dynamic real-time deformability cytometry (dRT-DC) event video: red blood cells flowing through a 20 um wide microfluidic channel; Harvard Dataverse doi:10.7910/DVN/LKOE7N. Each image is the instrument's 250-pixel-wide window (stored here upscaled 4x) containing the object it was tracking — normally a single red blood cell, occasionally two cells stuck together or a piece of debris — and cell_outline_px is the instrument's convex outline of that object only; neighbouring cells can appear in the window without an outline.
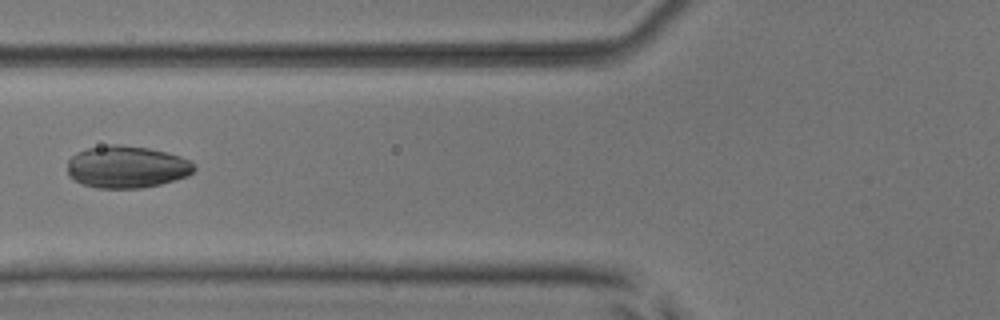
{"species": "common noctule bat (a hibernating species)", "species_latin": "Nyctalus noctula", "temperature_condition": "room temperature", "stored_images_in_passage": 6, "camera_frame_rate_fps": 3000, "um_per_image_px": 0.085, "animal": {"sex": "male", "body_mass_g": 17.9, "forearm_length_mm": 54.2}, "frame": {"image": 1, "passage_image": 6, "time_ms": 1.667, "image_size_px": [1000, 320], "cell_outline_px": [[196, 168], [188, 176], [176, 180], [160, 184], [140, 188], [96, 188], [80, 184], [72, 180], [68, 176], [68, 160], [76, 152], [88, 148], [112, 144], [120, 144], [148, 148], [180, 156], [192, 160], [196, 164]], "centroid_in_image_um": [10.77, 14.19], "position_along_channel_um": 115.0, "area_um2": 31.5}}